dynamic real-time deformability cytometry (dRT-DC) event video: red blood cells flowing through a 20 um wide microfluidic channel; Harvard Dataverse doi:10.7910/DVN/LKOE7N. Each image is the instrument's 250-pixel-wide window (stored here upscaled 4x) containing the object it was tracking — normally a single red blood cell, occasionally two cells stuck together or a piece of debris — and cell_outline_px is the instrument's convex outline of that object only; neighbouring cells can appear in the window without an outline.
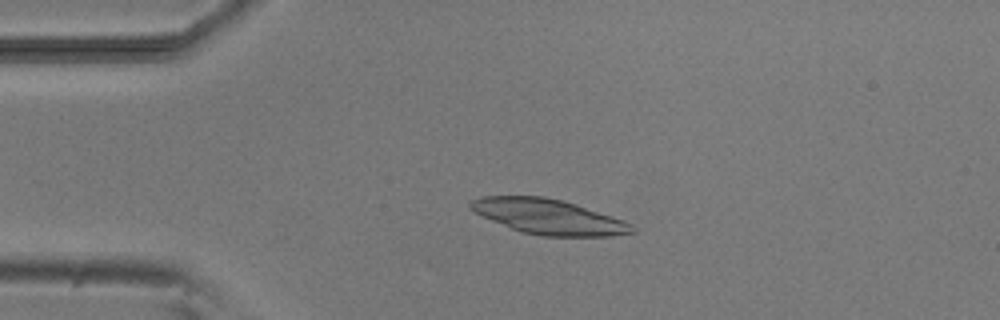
{"species": "common noctule bat (a hibernating species)", "species_latin": "Nyctalus noctula", "temperature_condition": "room temperature", "stored_images_in_passage": 4, "camera_frame_rate_fps": 3000, "um_per_image_px": 0.085, "animal": {"sex": "male", "body_mass_g": 20.5, "forearm_length_mm": 52.5}, "frame": {"image": 1, "passage_image": 2, "time_ms": 2.0, "image_size_px": [1000, 320], "cell_outline_px": [[636, 232], [612, 236], [544, 236], [524, 232], [512, 228], [492, 220], [468, 208], [468, 204], [472, 200], [480, 196], [544, 196], [576, 204], [624, 220], [632, 224], [636, 228]], "centroid_in_image_um": [46.67, 18.41], "position_along_channel_um": 38.3, "area_um2": 32.71}}